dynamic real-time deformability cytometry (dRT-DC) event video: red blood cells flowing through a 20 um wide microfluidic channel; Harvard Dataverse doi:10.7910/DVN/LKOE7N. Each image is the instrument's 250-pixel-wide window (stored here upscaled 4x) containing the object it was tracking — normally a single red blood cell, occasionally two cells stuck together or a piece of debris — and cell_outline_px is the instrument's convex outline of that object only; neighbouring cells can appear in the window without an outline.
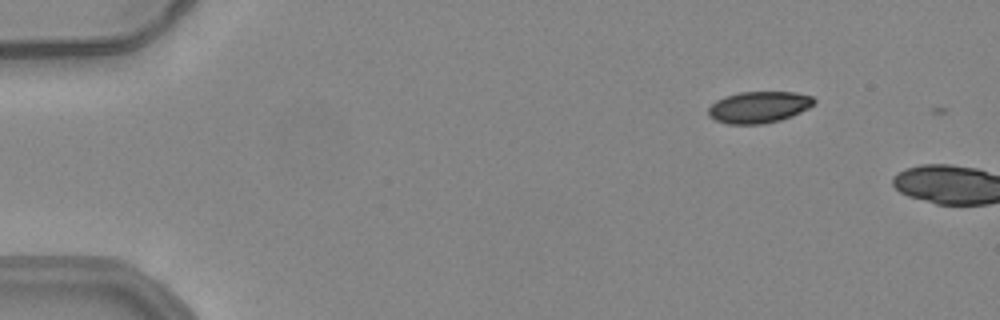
{"species": "common noctule bat (a hibernating species)", "species_latin": "Nyctalus noctula", "temperature_condition": "warm", "stored_images_in_passage": 2, "camera_frame_rate_fps": 3000, "um_per_image_px": 0.085, "animal": {"sex": "female", "body_mass_g": 24.6, "forearm_length_mm": 56.2}, "frame": {"image": 1, "passage_image": 1, "time_ms": 0.0, "image_size_px": [1000, 320], "cell_outline_px": [[816, 100], [808, 108], [792, 116], [780, 120], [764, 124], [728, 124], [716, 120], [708, 116], [708, 108], [716, 100], [724, 96], [740, 92], [796, 92], [812, 96]], "centroid_in_image_um": [64.49, 9.11], "position_along_channel_um": 20.5, "area_um2": 19.48}}